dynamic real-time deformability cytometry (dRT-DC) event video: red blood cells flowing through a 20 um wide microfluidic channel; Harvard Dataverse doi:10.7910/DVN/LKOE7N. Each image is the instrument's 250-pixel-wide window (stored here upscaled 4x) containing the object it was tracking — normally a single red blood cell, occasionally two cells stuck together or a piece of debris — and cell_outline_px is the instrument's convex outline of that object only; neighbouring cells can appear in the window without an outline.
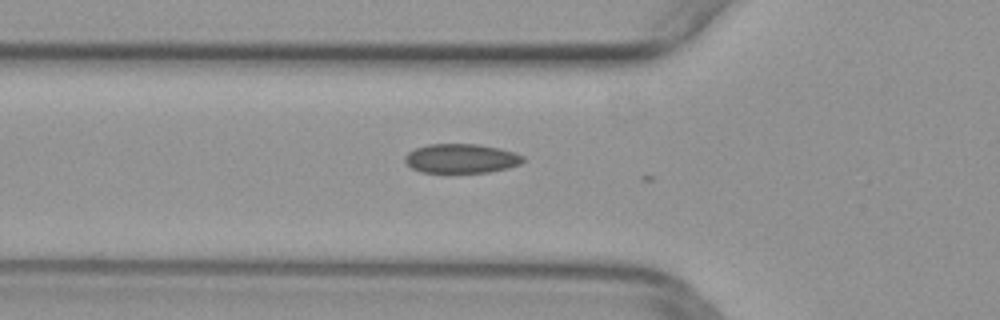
{"species": "common noctule bat (a hibernating species)", "species_latin": "Nyctalus noctula", "temperature_condition": "warm", "stored_images_in_passage": 4, "camera_frame_rate_fps": 3000, "um_per_image_px": 0.085, "animal": {"sex": "female", "body_mass_g": 29.2, "forearm_length_mm": 56.3}, "frame": {"image": 1, "passage_image": 3, "time_ms": 0.667, "image_size_px": [1000, 320], "cell_outline_px": [[524, 160], [520, 164], [508, 168], [488, 172], [420, 172], [412, 168], [404, 160], [404, 156], [408, 152], [416, 148], [428, 144], [476, 144], [500, 148], [524, 156]], "centroid_in_image_um": [39.19, 13.47], "position_along_channel_um": 86.6, "area_um2": 20.06}}